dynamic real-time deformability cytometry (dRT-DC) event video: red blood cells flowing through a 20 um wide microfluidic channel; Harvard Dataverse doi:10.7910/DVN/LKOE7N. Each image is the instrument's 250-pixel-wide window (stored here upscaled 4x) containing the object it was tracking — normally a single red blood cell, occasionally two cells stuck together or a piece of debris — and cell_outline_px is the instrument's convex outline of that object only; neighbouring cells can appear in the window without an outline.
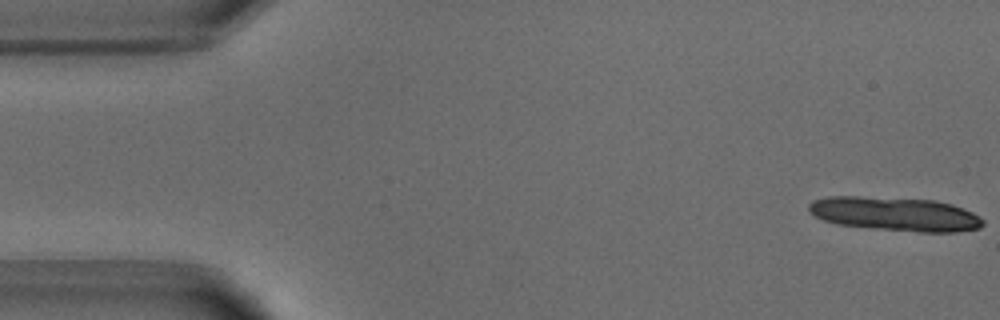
{"species": "common noctule bat (a hibernating species)", "species_latin": "Nyctalus noctula", "temperature_condition": "warm", "stored_images_in_passage": 12, "camera_frame_rate_fps": 3000, "um_per_image_px": 0.085, "animal": {"sex": "male", "body_mass_g": 18.8}, "frame": {"image": 1, "passage_image": 1, "time_ms": 0.0, "image_size_px": [1000, 320], "cell_outline_px": [[984, 224], [980, 228], [956, 232], [920, 232], [872, 228], [836, 224], [824, 220], [808, 212], [808, 204], [812, 200], [828, 196], [856, 196], [936, 200], [952, 204], [964, 208], [980, 216], [984, 220]], "centroid_in_image_um": [76.09, 18.18], "position_along_channel_um": 8.9, "area_um2": 34.68}}